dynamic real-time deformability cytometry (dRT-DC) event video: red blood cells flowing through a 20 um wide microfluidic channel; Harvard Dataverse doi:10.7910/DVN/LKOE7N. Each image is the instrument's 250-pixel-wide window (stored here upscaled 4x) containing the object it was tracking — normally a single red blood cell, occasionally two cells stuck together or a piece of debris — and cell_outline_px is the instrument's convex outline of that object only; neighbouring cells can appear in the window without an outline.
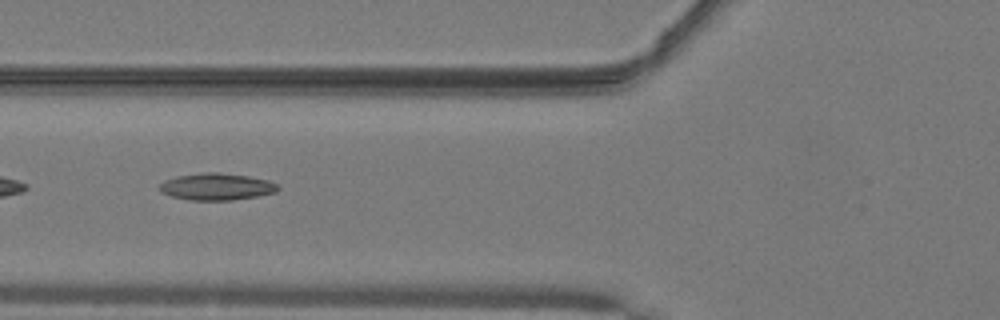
{"species": "common noctule bat (a hibernating species)", "species_latin": "Nyctalus noctula", "temperature_condition": "warm", "stored_images_in_passage": 35, "camera_frame_rate_fps": 3000, "um_per_image_px": 0.085, "animal": {"sex": "male", "body_mass_g": 19.2, "forearm_length_mm": 51.8}, "frame": {"image": 1, "passage_image": 4, "time_ms": 1.0, "image_size_px": [1000, 320], "cell_outline_px": [[280, 188], [276, 192], [256, 196], [232, 200], [192, 200], [172, 196], [160, 192], [160, 184], [164, 180], [176, 176], [204, 172], [220, 172], [248, 176], [268, 180], [276, 184]], "centroid_in_image_um": [18.4, 15.86], "position_along_channel_um": 107.4, "area_um2": 18.5}}
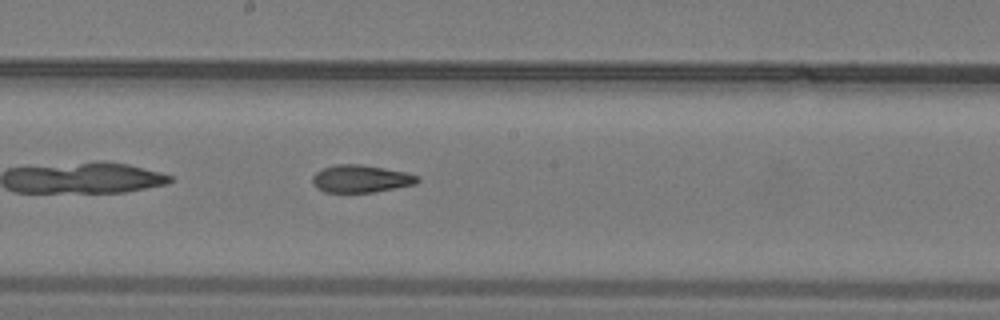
{"frame": {"image": 2, "passage_image": 12, "time_ms": 3.667, "image_size_px": [1000, 320], "cell_outline_px": [[420, 180], [416, 184], [372, 192], [324, 192], [316, 188], [312, 180], [312, 176], [316, 172], [324, 168], [336, 164], [360, 164], [384, 168], [404, 172], [420, 176]], "centroid_in_image_um": [30.67, 15.19], "position_along_channel_um": 217.5, "area_um2": 16.76}}
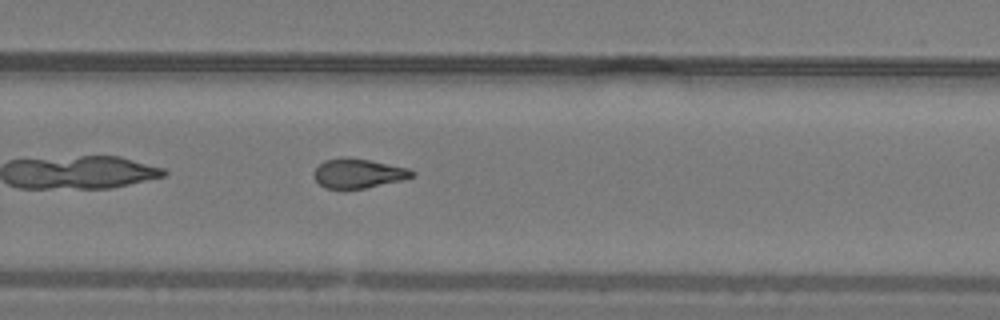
{"frame": {"image": 3, "passage_image": 18, "time_ms": 5.667, "image_size_px": [1000, 320], "cell_outline_px": [[416, 172], [412, 176], [404, 180], [344, 192], [324, 188], [316, 180], [316, 168], [324, 160], [344, 156], [368, 160], [408, 168]], "centroid_in_image_um": [30.43, 14.77], "position_along_channel_um": 299.4, "area_um2": 17.11}, "authors_computed_cell_mechanics": {"area_um2": 17.34, "velocity_mm_per_s": 4.1076, "shape_relaxation_time_tau1_ms": null, "shape_relaxation_time_tau2_ms": 2.1877, "deformation_change_tau1": null, "deformation_change_tau2": 0.1026}}